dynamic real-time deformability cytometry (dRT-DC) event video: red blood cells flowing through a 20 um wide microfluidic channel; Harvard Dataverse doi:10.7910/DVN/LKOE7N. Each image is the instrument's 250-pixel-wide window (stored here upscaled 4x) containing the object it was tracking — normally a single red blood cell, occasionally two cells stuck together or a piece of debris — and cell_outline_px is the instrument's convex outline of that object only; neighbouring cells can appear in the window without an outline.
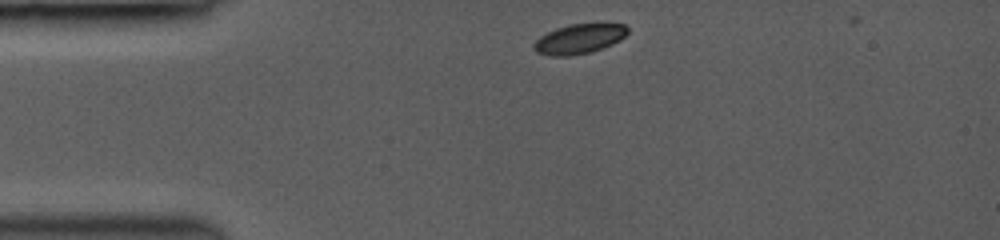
{"species": "common noctule bat (a hibernating species)", "species_latin": "Nyctalus noctula", "temperature_condition": "room temperature", "stored_images_in_passage": 5, "camera_frame_rate_fps": 3000, "um_per_image_px": 0.085, "animal": {"sex": "female", "body_mass_g": 19.0, "forearm_length_mm": 53.3}, "frame": {"image": 1, "passage_image": 1, "time_ms": 0.0, "image_size_px": [1000, 240], "cell_outline_px": [[628, 32], [620, 40], [612, 44], [588, 52], [572, 56], [552, 56], [536, 52], [532, 48], [532, 44], [540, 36], [556, 28], [568, 24], [624, 24], [628, 28]], "centroid_in_image_um": [49.18, 3.31], "position_along_channel_um": 35.8, "area_um2": 16.13}}